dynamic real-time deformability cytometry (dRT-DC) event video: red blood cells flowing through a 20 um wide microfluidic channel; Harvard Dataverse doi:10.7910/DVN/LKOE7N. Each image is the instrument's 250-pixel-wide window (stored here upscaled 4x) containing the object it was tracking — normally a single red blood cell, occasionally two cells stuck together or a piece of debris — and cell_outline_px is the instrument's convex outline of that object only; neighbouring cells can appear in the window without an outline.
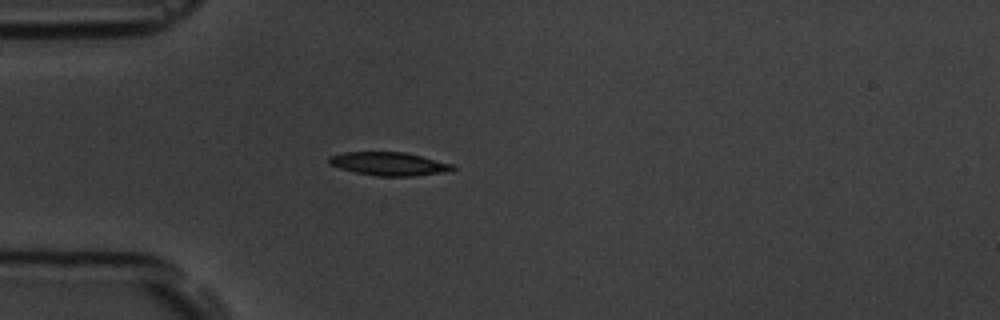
{"species": "common noctule bat (a hibernating species)", "species_latin": "Nyctalus noctula", "temperature_condition": "room temperature", "stored_images_in_passage": 4, "camera_frame_rate_fps": 3000, "um_per_image_px": 0.085, "animal": {"sex": "male", "body_mass_g": 19.5, "forearm_length_mm": 54.6}, "frame": {"image": 1, "passage_image": 4, "time_ms": 3.333, "image_size_px": [1000, 320], "cell_outline_px": [[456, 168], [452, 172], [412, 176], [376, 176], [356, 172], [340, 168], [328, 164], [328, 156], [344, 152], [404, 152], [456, 164]], "centroid_in_image_um": [33.13, 13.93], "position_along_channel_um": 51.9, "area_um2": 17.11}}